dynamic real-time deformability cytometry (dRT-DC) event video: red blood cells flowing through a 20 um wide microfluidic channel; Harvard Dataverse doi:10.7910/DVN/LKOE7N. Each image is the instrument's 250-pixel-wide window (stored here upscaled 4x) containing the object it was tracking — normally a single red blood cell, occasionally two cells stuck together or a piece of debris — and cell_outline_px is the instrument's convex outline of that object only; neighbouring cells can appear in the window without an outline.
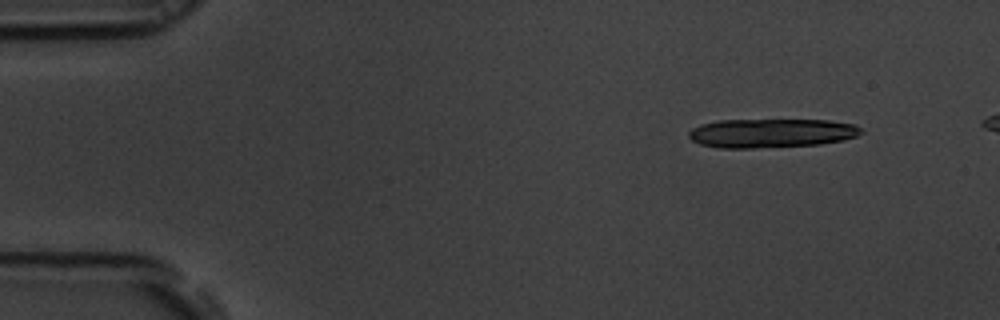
{"species": "common noctule bat (a hibernating species)", "species_latin": "Nyctalus noctula", "temperature_condition": "room temperature", "stored_images_in_passage": 11, "camera_frame_rate_fps": 3000, "um_per_image_px": 0.085, "animal": {"sex": "male", "body_mass_g": 19.5, "forearm_length_mm": 54.6}, "frame": {"image": 1, "passage_image": 1, "time_ms": 0.0, "image_size_px": [1000, 320], "cell_outline_px": [[864, 132], [856, 136], [844, 140], [820, 144], [752, 148], [716, 148], [700, 144], [692, 140], [688, 136], [688, 132], [692, 128], [700, 124], [720, 120], [828, 120], [856, 124]], "centroid_in_image_um": [65.56, 11.31], "position_along_channel_um": 19.4, "area_um2": 29.25}}